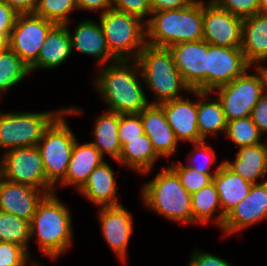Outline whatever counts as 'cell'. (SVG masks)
<instances>
[{"label":"cell","instance_id":"41","mask_svg":"<svg viewBox=\"0 0 267 266\" xmlns=\"http://www.w3.org/2000/svg\"><path fill=\"white\" fill-rule=\"evenodd\" d=\"M18 13L0 0V36L9 39Z\"/></svg>","mask_w":267,"mask_h":266},{"label":"cell","instance_id":"19","mask_svg":"<svg viewBox=\"0 0 267 266\" xmlns=\"http://www.w3.org/2000/svg\"><path fill=\"white\" fill-rule=\"evenodd\" d=\"M139 115L145 134L151 140L156 153L160 157L173 154L179 142L167 122L163 108L159 104H149Z\"/></svg>","mask_w":267,"mask_h":266},{"label":"cell","instance_id":"35","mask_svg":"<svg viewBox=\"0 0 267 266\" xmlns=\"http://www.w3.org/2000/svg\"><path fill=\"white\" fill-rule=\"evenodd\" d=\"M222 164L223 162L217 166L214 174L199 173L197 170L180 162H173L169 167L177 174L186 191L192 195L213 182V177L216 175V172L220 169Z\"/></svg>","mask_w":267,"mask_h":266},{"label":"cell","instance_id":"6","mask_svg":"<svg viewBox=\"0 0 267 266\" xmlns=\"http://www.w3.org/2000/svg\"><path fill=\"white\" fill-rule=\"evenodd\" d=\"M81 110L69 107L44 131L37 147L45 169L46 181L55 188L57 181L66 177L71 153L76 141L74 133L66 123L64 115L80 114Z\"/></svg>","mask_w":267,"mask_h":266},{"label":"cell","instance_id":"48","mask_svg":"<svg viewBox=\"0 0 267 266\" xmlns=\"http://www.w3.org/2000/svg\"><path fill=\"white\" fill-rule=\"evenodd\" d=\"M259 13L267 14V0H259Z\"/></svg>","mask_w":267,"mask_h":266},{"label":"cell","instance_id":"16","mask_svg":"<svg viewBox=\"0 0 267 266\" xmlns=\"http://www.w3.org/2000/svg\"><path fill=\"white\" fill-rule=\"evenodd\" d=\"M99 219L107 244L120 259L126 260L129 239L133 231L132 215L121 204L100 207Z\"/></svg>","mask_w":267,"mask_h":266},{"label":"cell","instance_id":"44","mask_svg":"<svg viewBox=\"0 0 267 266\" xmlns=\"http://www.w3.org/2000/svg\"><path fill=\"white\" fill-rule=\"evenodd\" d=\"M194 0H148L152 12L185 8Z\"/></svg>","mask_w":267,"mask_h":266},{"label":"cell","instance_id":"14","mask_svg":"<svg viewBox=\"0 0 267 266\" xmlns=\"http://www.w3.org/2000/svg\"><path fill=\"white\" fill-rule=\"evenodd\" d=\"M250 67L241 48L213 46L207 42V92L230 83Z\"/></svg>","mask_w":267,"mask_h":266},{"label":"cell","instance_id":"24","mask_svg":"<svg viewBox=\"0 0 267 266\" xmlns=\"http://www.w3.org/2000/svg\"><path fill=\"white\" fill-rule=\"evenodd\" d=\"M103 162L102 154L91 142L81 145L76 139L66 177L60 184L76 186L79 189L85 183L88 176Z\"/></svg>","mask_w":267,"mask_h":266},{"label":"cell","instance_id":"38","mask_svg":"<svg viewBox=\"0 0 267 266\" xmlns=\"http://www.w3.org/2000/svg\"><path fill=\"white\" fill-rule=\"evenodd\" d=\"M220 8L242 19L259 13V0H212Z\"/></svg>","mask_w":267,"mask_h":266},{"label":"cell","instance_id":"12","mask_svg":"<svg viewBox=\"0 0 267 266\" xmlns=\"http://www.w3.org/2000/svg\"><path fill=\"white\" fill-rule=\"evenodd\" d=\"M243 19L203 1V40L213 46L241 48Z\"/></svg>","mask_w":267,"mask_h":266},{"label":"cell","instance_id":"30","mask_svg":"<svg viewBox=\"0 0 267 266\" xmlns=\"http://www.w3.org/2000/svg\"><path fill=\"white\" fill-rule=\"evenodd\" d=\"M193 223H207L211 221L212 216L217 209H220L219 215L215 216V223L219 224L221 229L225 217L221 211V204L219 201V194L216 190L215 184L212 182L203 187L200 191L191 195Z\"/></svg>","mask_w":267,"mask_h":266},{"label":"cell","instance_id":"29","mask_svg":"<svg viewBox=\"0 0 267 266\" xmlns=\"http://www.w3.org/2000/svg\"><path fill=\"white\" fill-rule=\"evenodd\" d=\"M94 142H91L104 157L109 154L115 161L121 153L122 146L118 137L119 114L106 112L101 114L94 124Z\"/></svg>","mask_w":267,"mask_h":266},{"label":"cell","instance_id":"10","mask_svg":"<svg viewBox=\"0 0 267 266\" xmlns=\"http://www.w3.org/2000/svg\"><path fill=\"white\" fill-rule=\"evenodd\" d=\"M1 178L41 189L48 194L55 192V188L46 181L43 161L37 146L5 151Z\"/></svg>","mask_w":267,"mask_h":266},{"label":"cell","instance_id":"7","mask_svg":"<svg viewBox=\"0 0 267 266\" xmlns=\"http://www.w3.org/2000/svg\"><path fill=\"white\" fill-rule=\"evenodd\" d=\"M100 27L117 60H136L146 44L145 22L137 16L111 8L101 13Z\"/></svg>","mask_w":267,"mask_h":266},{"label":"cell","instance_id":"18","mask_svg":"<svg viewBox=\"0 0 267 266\" xmlns=\"http://www.w3.org/2000/svg\"><path fill=\"white\" fill-rule=\"evenodd\" d=\"M187 99L181 97L159 105L163 108L167 122L178 142L185 140L194 144L205 141L197 127V103Z\"/></svg>","mask_w":267,"mask_h":266},{"label":"cell","instance_id":"47","mask_svg":"<svg viewBox=\"0 0 267 266\" xmlns=\"http://www.w3.org/2000/svg\"><path fill=\"white\" fill-rule=\"evenodd\" d=\"M261 72L264 80V90L265 94L267 95V66L264 67L261 63L256 66Z\"/></svg>","mask_w":267,"mask_h":266},{"label":"cell","instance_id":"28","mask_svg":"<svg viewBox=\"0 0 267 266\" xmlns=\"http://www.w3.org/2000/svg\"><path fill=\"white\" fill-rule=\"evenodd\" d=\"M159 157L152 146L151 140L146 134H143L137 139L130 140L122 147L117 162L137 172L147 174Z\"/></svg>","mask_w":267,"mask_h":266},{"label":"cell","instance_id":"3","mask_svg":"<svg viewBox=\"0 0 267 266\" xmlns=\"http://www.w3.org/2000/svg\"><path fill=\"white\" fill-rule=\"evenodd\" d=\"M56 196L55 192L47 194L30 221V238L37 236L40 249L53 259L73 242L70 210Z\"/></svg>","mask_w":267,"mask_h":266},{"label":"cell","instance_id":"40","mask_svg":"<svg viewBox=\"0 0 267 266\" xmlns=\"http://www.w3.org/2000/svg\"><path fill=\"white\" fill-rule=\"evenodd\" d=\"M113 8L137 16L141 20L152 13L148 0H113Z\"/></svg>","mask_w":267,"mask_h":266},{"label":"cell","instance_id":"46","mask_svg":"<svg viewBox=\"0 0 267 266\" xmlns=\"http://www.w3.org/2000/svg\"><path fill=\"white\" fill-rule=\"evenodd\" d=\"M18 14L33 13L38 0H3Z\"/></svg>","mask_w":267,"mask_h":266},{"label":"cell","instance_id":"50","mask_svg":"<svg viewBox=\"0 0 267 266\" xmlns=\"http://www.w3.org/2000/svg\"><path fill=\"white\" fill-rule=\"evenodd\" d=\"M1 174H2V159H0V178H1Z\"/></svg>","mask_w":267,"mask_h":266},{"label":"cell","instance_id":"21","mask_svg":"<svg viewBox=\"0 0 267 266\" xmlns=\"http://www.w3.org/2000/svg\"><path fill=\"white\" fill-rule=\"evenodd\" d=\"M72 53L68 25H54L46 35L37 60L29 67L33 70L51 69L61 65Z\"/></svg>","mask_w":267,"mask_h":266},{"label":"cell","instance_id":"20","mask_svg":"<svg viewBox=\"0 0 267 266\" xmlns=\"http://www.w3.org/2000/svg\"><path fill=\"white\" fill-rule=\"evenodd\" d=\"M71 34L72 51L94 56L101 64L115 62L117 59L110 53L107 41L99 23L91 20H83L76 26ZM111 60V61H110Z\"/></svg>","mask_w":267,"mask_h":266},{"label":"cell","instance_id":"34","mask_svg":"<svg viewBox=\"0 0 267 266\" xmlns=\"http://www.w3.org/2000/svg\"><path fill=\"white\" fill-rule=\"evenodd\" d=\"M74 9L76 0H38L33 13L55 25H69L68 15Z\"/></svg>","mask_w":267,"mask_h":266},{"label":"cell","instance_id":"11","mask_svg":"<svg viewBox=\"0 0 267 266\" xmlns=\"http://www.w3.org/2000/svg\"><path fill=\"white\" fill-rule=\"evenodd\" d=\"M54 25L34 13L18 14L8 47L30 67L37 60L46 35Z\"/></svg>","mask_w":267,"mask_h":266},{"label":"cell","instance_id":"37","mask_svg":"<svg viewBox=\"0 0 267 266\" xmlns=\"http://www.w3.org/2000/svg\"><path fill=\"white\" fill-rule=\"evenodd\" d=\"M29 252L18 244L0 242V266H26Z\"/></svg>","mask_w":267,"mask_h":266},{"label":"cell","instance_id":"31","mask_svg":"<svg viewBox=\"0 0 267 266\" xmlns=\"http://www.w3.org/2000/svg\"><path fill=\"white\" fill-rule=\"evenodd\" d=\"M30 73L29 66L9 47L0 54L1 93L20 83Z\"/></svg>","mask_w":267,"mask_h":266},{"label":"cell","instance_id":"9","mask_svg":"<svg viewBox=\"0 0 267 266\" xmlns=\"http://www.w3.org/2000/svg\"><path fill=\"white\" fill-rule=\"evenodd\" d=\"M255 72L248 74V69L228 84L217 90L226 121L236 120L251 115L253 107L265 94L262 72L256 67Z\"/></svg>","mask_w":267,"mask_h":266},{"label":"cell","instance_id":"26","mask_svg":"<svg viewBox=\"0 0 267 266\" xmlns=\"http://www.w3.org/2000/svg\"><path fill=\"white\" fill-rule=\"evenodd\" d=\"M213 183L219 194L221 211L224 217L247 197L253 185L241 178L239 174L232 172L224 164L221 165L213 177Z\"/></svg>","mask_w":267,"mask_h":266},{"label":"cell","instance_id":"1","mask_svg":"<svg viewBox=\"0 0 267 266\" xmlns=\"http://www.w3.org/2000/svg\"><path fill=\"white\" fill-rule=\"evenodd\" d=\"M117 60L99 69L95 87L109 107L118 114H139L150 102L140 85L142 78L136 60ZM130 64V65H129Z\"/></svg>","mask_w":267,"mask_h":266},{"label":"cell","instance_id":"4","mask_svg":"<svg viewBox=\"0 0 267 266\" xmlns=\"http://www.w3.org/2000/svg\"><path fill=\"white\" fill-rule=\"evenodd\" d=\"M143 83L156 95V101L150 104H160L166 101L181 98L179 91L191 92L184 83L178 71L172 53L167 47H157L145 44L136 59Z\"/></svg>","mask_w":267,"mask_h":266},{"label":"cell","instance_id":"17","mask_svg":"<svg viewBox=\"0 0 267 266\" xmlns=\"http://www.w3.org/2000/svg\"><path fill=\"white\" fill-rule=\"evenodd\" d=\"M47 194L45 191L0 178V211L30 222L38 204Z\"/></svg>","mask_w":267,"mask_h":266},{"label":"cell","instance_id":"5","mask_svg":"<svg viewBox=\"0 0 267 266\" xmlns=\"http://www.w3.org/2000/svg\"><path fill=\"white\" fill-rule=\"evenodd\" d=\"M161 171L142 187L143 203L169 220L192 224L191 195L170 167Z\"/></svg>","mask_w":267,"mask_h":266},{"label":"cell","instance_id":"23","mask_svg":"<svg viewBox=\"0 0 267 266\" xmlns=\"http://www.w3.org/2000/svg\"><path fill=\"white\" fill-rule=\"evenodd\" d=\"M241 50L250 66L267 60V14L243 19Z\"/></svg>","mask_w":267,"mask_h":266},{"label":"cell","instance_id":"2","mask_svg":"<svg viewBox=\"0 0 267 266\" xmlns=\"http://www.w3.org/2000/svg\"><path fill=\"white\" fill-rule=\"evenodd\" d=\"M145 22L146 43L167 47L203 39V1L194 0L185 8L155 11Z\"/></svg>","mask_w":267,"mask_h":266},{"label":"cell","instance_id":"42","mask_svg":"<svg viewBox=\"0 0 267 266\" xmlns=\"http://www.w3.org/2000/svg\"><path fill=\"white\" fill-rule=\"evenodd\" d=\"M251 119L258 127L259 132L263 135L267 133V95L264 94L257 104L253 107Z\"/></svg>","mask_w":267,"mask_h":266},{"label":"cell","instance_id":"36","mask_svg":"<svg viewBox=\"0 0 267 266\" xmlns=\"http://www.w3.org/2000/svg\"><path fill=\"white\" fill-rule=\"evenodd\" d=\"M118 137L121 146L145 134L139 114H119Z\"/></svg>","mask_w":267,"mask_h":266},{"label":"cell","instance_id":"15","mask_svg":"<svg viewBox=\"0 0 267 266\" xmlns=\"http://www.w3.org/2000/svg\"><path fill=\"white\" fill-rule=\"evenodd\" d=\"M267 219V180L251 186L247 197L226 216L221 227L227 235Z\"/></svg>","mask_w":267,"mask_h":266},{"label":"cell","instance_id":"22","mask_svg":"<svg viewBox=\"0 0 267 266\" xmlns=\"http://www.w3.org/2000/svg\"><path fill=\"white\" fill-rule=\"evenodd\" d=\"M78 191L100 207L121 205L117 199L114 172L105 161L88 176Z\"/></svg>","mask_w":267,"mask_h":266},{"label":"cell","instance_id":"39","mask_svg":"<svg viewBox=\"0 0 267 266\" xmlns=\"http://www.w3.org/2000/svg\"><path fill=\"white\" fill-rule=\"evenodd\" d=\"M195 146L194 151L192 153L195 155H198L197 158L193 156H189V159H191V165H188L189 167L197 170L199 173H205V174H213L210 172V165L214 163V160L216 158L215 151L212 149L211 145H207L206 141L198 142L193 144ZM200 156V157H199ZM191 157V158H190ZM203 158L204 161H200ZM202 159V160H203ZM194 162V163H193Z\"/></svg>","mask_w":267,"mask_h":266},{"label":"cell","instance_id":"13","mask_svg":"<svg viewBox=\"0 0 267 266\" xmlns=\"http://www.w3.org/2000/svg\"><path fill=\"white\" fill-rule=\"evenodd\" d=\"M174 63L190 90L207 92V42L178 43L169 47Z\"/></svg>","mask_w":267,"mask_h":266},{"label":"cell","instance_id":"43","mask_svg":"<svg viewBox=\"0 0 267 266\" xmlns=\"http://www.w3.org/2000/svg\"><path fill=\"white\" fill-rule=\"evenodd\" d=\"M188 266H232L226 260L210 253L194 251Z\"/></svg>","mask_w":267,"mask_h":266},{"label":"cell","instance_id":"51","mask_svg":"<svg viewBox=\"0 0 267 266\" xmlns=\"http://www.w3.org/2000/svg\"><path fill=\"white\" fill-rule=\"evenodd\" d=\"M30 266H40L37 262H31V265Z\"/></svg>","mask_w":267,"mask_h":266},{"label":"cell","instance_id":"32","mask_svg":"<svg viewBox=\"0 0 267 266\" xmlns=\"http://www.w3.org/2000/svg\"><path fill=\"white\" fill-rule=\"evenodd\" d=\"M30 222L11 213L0 211V242L18 244L28 252Z\"/></svg>","mask_w":267,"mask_h":266},{"label":"cell","instance_id":"25","mask_svg":"<svg viewBox=\"0 0 267 266\" xmlns=\"http://www.w3.org/2000/svg\"><path fill=\"white\" fill-rule=\"evenodd\" d=\"M233 162L223 161L232 172L239 174L244 180L255 184L257 179L267 174V140L247 147L238 148Z\"/></svg>","mask_w":267,"mask_h":266},{"label":"cell","instance_id":"27","mask_svg":"<svg viewBox=\"0 0 267 266\" xmlns=\"http://www.w3.org/2000/svg\"><path fill=\"white\" fill-rule=\"evenodd\" d=\"M195 96L201 100L197 102V127L200 136L206 141L207 135H216L218 131H225L227 121L223 111L221 101L216 97L209 100L210 92L191 90ZM203 99V100H202Z\"/></svg>","mask_w":267,"mask_h":266},{"label":"cell","instance_id":"45","mask_svg":"<svg viewBox=\"0 0 267 266\" xmlns=\"http://www.w3.org/2000/svg\"><path fill=\"white\" fill-rule=\"evenodd\" d=\"M77 9L97 10L101 9L102 13L113 8V0H76Z\"/></svg>","mask_w":267,"mask_h":266},{"label":"cell","instance_id":"33","mask_svg":"<svg viewBox=\"0 0 267 266\" xmlns=\"http://www.w3.org/2000/svg\"><path fill=\"white\" fill-rule=\"evenodd\" d=\"M225 133L238 148L263 143L261 142L263 135L250 116L228 121Z\"/></svg>","mask_w":267,"mask_h":266},{"label":"cell","instance_id":"8","mask_svg":"<svg viewBox=\"0 0 267 266\" xmlns=\"http://www.w3.org/2000/svg\"><path fill=\"white\" fill-rule=\"evenodd\" d=\"M66 109L0 113V147L8 151L37 146L44 131Z\"/></svg>","mask_w":267,"mask_h":266},{"label":"cell","instance_id":"49","mask_svg":"<svg viewBox=\"0 0 267 266\" xmlns=\"http://www.w3.org/2000/svg\"><path fill=\"white\" fill-rule=\"evenodd\" d=\"M8 48V39L0 36V54Z\"/></svg>","mask_w":267,"mask_h":266}]
</instances>
